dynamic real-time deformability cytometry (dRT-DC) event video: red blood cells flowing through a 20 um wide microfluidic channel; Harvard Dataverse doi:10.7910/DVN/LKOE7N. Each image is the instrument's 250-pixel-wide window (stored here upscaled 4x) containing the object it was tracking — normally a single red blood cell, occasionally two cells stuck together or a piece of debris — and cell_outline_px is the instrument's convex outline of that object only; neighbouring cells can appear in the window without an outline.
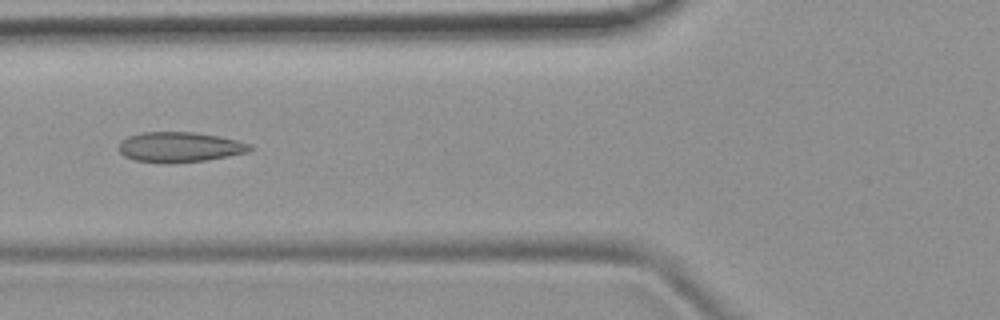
{"species": "common noctule bat (a hibernating species)", "species_latin": "Nyctalus noctula", "temperature_condition": "room temperature", "stored_images_in_passage": 8, "camera_frame_rate_fps": 3000, "um_per_image_px": 0.085, "animal": {"sex": "female", "body_mass_g": 19.9}, "frame": {"image": 1, "passage_image": 5, "time_ms": 4.667, "image_size_px": [1000, 320], "cell_outline_px": [[252, 148], [248, 152], [228, 156], [204, 160], [136, 160], [124, 156], [120, 152], [120, 140], [128, 136], [144, 132], [192, 132], [220, 136], [240, 140], [252, 144]], "centroid_in_image_um": [15.34, 12.44], "position_along_channel_um": 110.5, "area_um2": 22.14}}
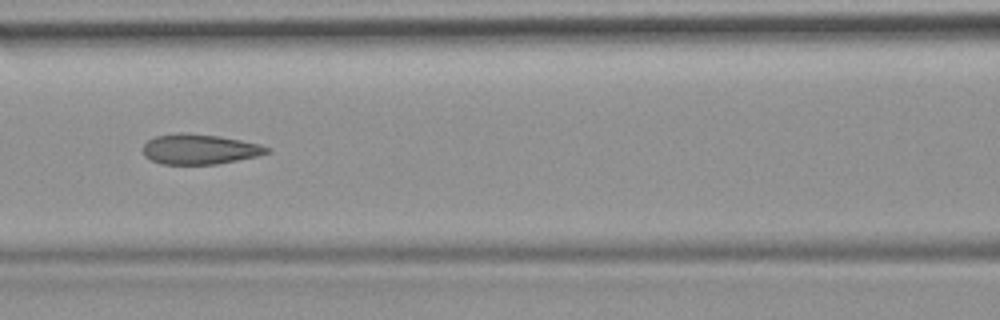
{"frame": {"image": 2, "passage_image": 6, "time_ms": 5.667, "image_size_px": [1000, 320], "cell_outline_px": [[268, 152], [256, 156], [216, 164], [160, 164], [144, 156], [144, 144], [148, 140], [156, 136], [180, 132], [220, 136], [260, 144], [268, 148]], "centroid_in_image_um": [16.92, 12.68], "position_along_channel_um": 149.7, "area_um2": 21.5}}
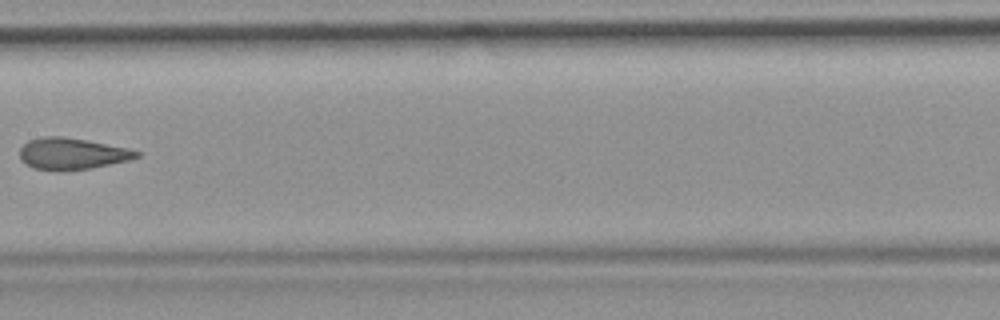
{"frame": {"image": 3, "passage_image": 7, "time_ms": 7.0, "image_size_px": [1000, 320], "cell_outline_px": [[140, 156], [128, 160], [92, 168], [64, 172], [56, 172], [32, 168], [20, 160], [20, 148], [28, 140], [44, 136], [64, 136], [88, 140], [128, 148], [140, 152]], "centroid_in_image_um": [6.08, 13.08], "position_along_channel_um": 201.3, "area_um2": 21.91}}